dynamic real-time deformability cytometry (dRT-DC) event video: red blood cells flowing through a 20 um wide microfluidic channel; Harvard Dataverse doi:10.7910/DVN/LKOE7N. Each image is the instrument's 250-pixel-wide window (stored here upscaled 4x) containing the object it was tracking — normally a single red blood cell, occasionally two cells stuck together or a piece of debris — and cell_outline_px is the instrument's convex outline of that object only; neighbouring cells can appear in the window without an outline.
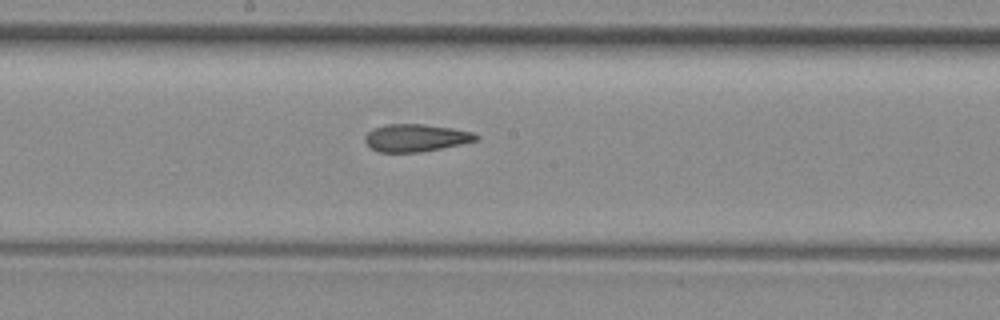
{"species": "common noctule bat (a hibernating species)", "species_latin": "Nyctalus noctula", "temperature_condition": "room temperature", "stored_images_in_passage": 8, "camera_frame_rate_fps": 3000, "um_per_image_px": 0.085, "animal": {"sex": "female", "body_mass_g": 29.2, "forearm_length_mm": 56.3}, "frame": {"image": 1, "passage_image": 8, "time_ms": 9.333, "image_size_px": [1000, 320], "cell_outline_px": [[480, 136], [476, 140], [460, 144], [440, 148], [416, 152], [380, 152], [372, 148], [364, 140], [364, 136], [368, 132], [376, 128], [388, 124], [424, 124], [452, 128], [472, 132]], "centroid_in_image_um": [35.34, 11.71], "position_along_channel_um": 212.9, "area_um2": 17.46}}